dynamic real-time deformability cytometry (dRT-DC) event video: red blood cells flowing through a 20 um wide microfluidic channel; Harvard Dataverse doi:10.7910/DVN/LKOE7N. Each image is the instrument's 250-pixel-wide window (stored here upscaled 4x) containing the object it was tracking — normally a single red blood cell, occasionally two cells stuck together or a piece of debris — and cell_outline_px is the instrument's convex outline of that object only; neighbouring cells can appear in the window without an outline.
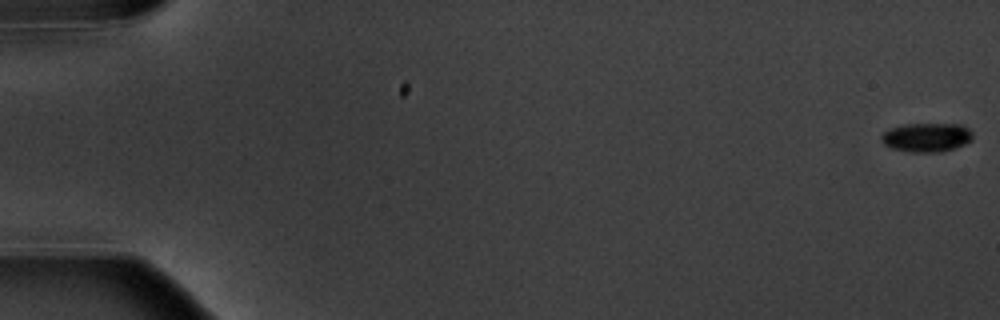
{"species": "common noctule bat (a hibernating species)", "species_latin": "Nyctalus noctula", "temperature_condition": "warm", "stored_images_in_passage": 6, "camera_frame_rate_fps": 3000, "um_per_image_px": 0.085, "animal": {"sex": "male", "body_mass_g": 20.1, "forearm_length_mm": 53.5}, "frame": {"image": 1, "passage_image": 1, "time_ms": 0.0, "image_size_px": [1000, 320], "cell_outline_px": [[972, 140], [956, 148], [940, 152], [912, 152], [892, 148], [884, 144], [880, 140], [880, 136], [888, 128], [904, 124], [964, 124], [972, 132]], "centroid_in_image_um": [78.76, 11.67], "position_along_channel_um": 6.2, "area_um2": 15.61}}
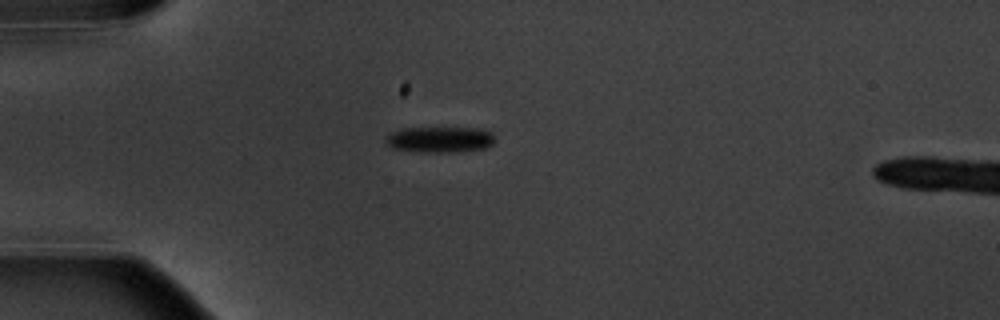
{"frame": {"image": 2, "passage_image": 5, "time_ms": 5.333, "image_size_px": [1000, 320], "cell_outline_px": [[496, 140], [492, 144], [484, 148], [460, 152], [420, 152], [392, 148], [384, 140], [392, 132], [404, 128], [476, 128], [492, 132]], "centroid_in_image_um": [37.42, 11.86], "position_along_channel_um": 47.6, "area_um2": 16.47}}